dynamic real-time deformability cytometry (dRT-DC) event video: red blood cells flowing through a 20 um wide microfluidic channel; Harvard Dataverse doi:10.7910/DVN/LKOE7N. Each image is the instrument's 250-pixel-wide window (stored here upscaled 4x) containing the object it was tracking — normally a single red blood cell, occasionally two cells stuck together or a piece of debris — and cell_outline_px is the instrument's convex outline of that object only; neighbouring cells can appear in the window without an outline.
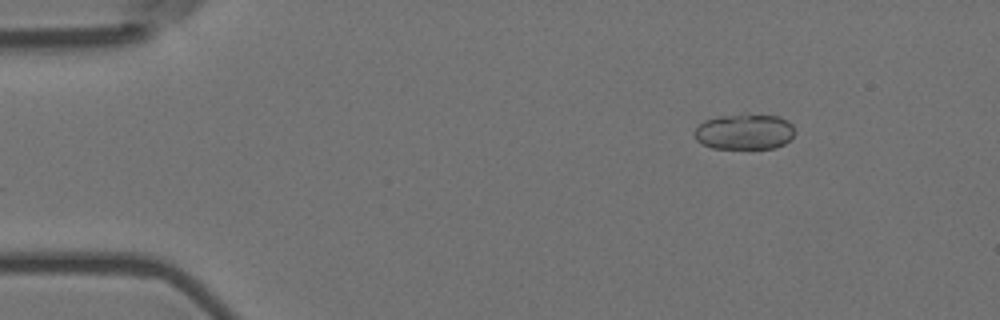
{"species": "Egyptian fruit bat (a non-hibernating species)", "species_latin": "Rousettus aegyptiacus", "temperature_condition": "room temperature", "stored_images_in_passage": 7, "camera_frame_rate_fps": 3000, "um_per_image_px": 0.085, "animal": {"sex": "female"}, "frame": {"image": 1, "passage_image": 1, "time_ms": 0.0, "image_size_px": [1000, 320], "cell_outline_px": [[796, 132], [784, 144], [776, 148], [712, 148], [696, 140], [692, 132], [704, 120], [716, 116], [776, 116], [788, 120], [792, 124]], "centroid_in_image_um": [63.27, 11.22], "position_along_channel_um": 21.7, "area_um2": 20.52}}
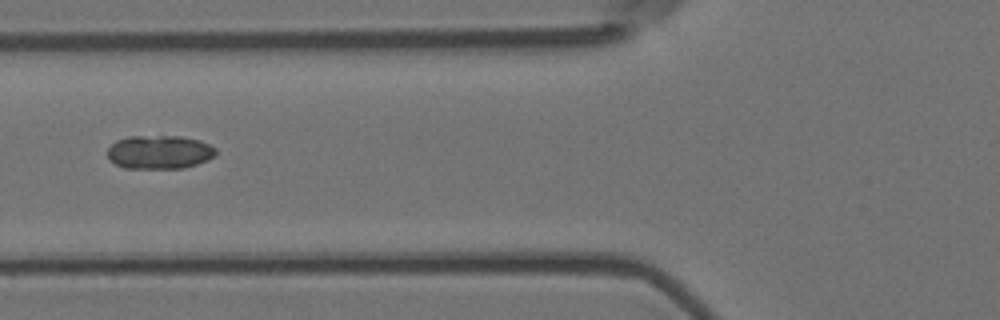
{"frame": {"image": 2, "passage_image": 5, "time_ms": 1.333, "image_size_px": [1000, 320], "cell_outline_px": [[216, 152], [208, 160], [184, 168], [124, 168], [108, 160], [108, 148], [116, 140], [128, 136], [180, 136], [200, 140], [216, 148]], "centroid_in_image_um": [13.53, 12.92], "position_along_channel_um": 112.3, "area_um2": 21.27}}
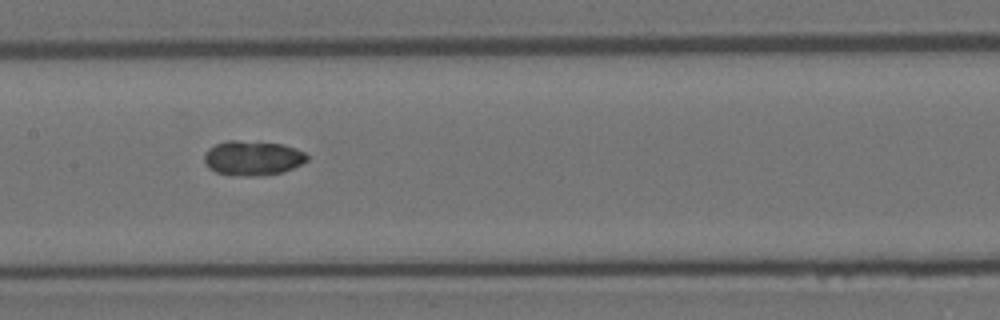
{"frame": {"image": 3, "passage_image": 7, "time_ms": 2.0, "image_size_px": [1000, 320], "cell_outline_px": [[308, 160], [284, 172], [252, 176], [232, 176], [216, 172], [208, 168], [204, 160], [204, 156], [208, 148], [216, 144], [228, 140], [236, 140], [280, 144], [296, 148], [304, 152], [308, 156]], "centroid_in_image_um": [21.45, 13.44], "position_along_channel_um": 186.0, "area_um2": 20.75}}